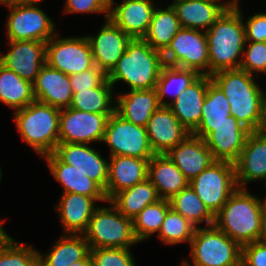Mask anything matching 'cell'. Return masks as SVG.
<instances>
[{
  "label": "cell",
  "mask_w": 266,
  "mask_h": 266,
  "mask_svg": "<svg viewBox=\"0 0 266 266\" xmlns=\"http://www.w3.org/2000/svg\"><path fill=\"white\" fill-rule=\"evenodd\" d=\"M230 104V113L250 132L256 131L262 116L266 95L253 75L242 69L221 70L211 75Z\"/></svg>",
  "instance_id": "cell-1"
},
{
  "label": "cell",
  "mask_w": 266,
  "mask_h": 266,
  "mask_svg": "<svg viewBox=\"0 0 266 266\" xmlns=\"http://www.w3.org/2000/svg\"><path fill=\"white\" fill-rule=\"evenodd\" d=\"M266 198L237 188L215 215V226L241 246L259 241Z\"/></svg>",
  "instance_id": "cell-2"
},
{
  "label": "cell",
  "mask_w": 266,
  "mask_h": 266,
  "mask_svg": "<svg viewBox=\"0 0 266 266\" xmlns=\"http://www.w3.org/2000/svg\"><path fill=\"white\" fill-rule=\"evenodd\" d=\"M242 9L223 12L206 31L209 52V75L230 69H239L246 35ZM240 57V59H238Z\"/></svg>",
  "instance_id": "cell-3"
},
{
  "label": "cell",
  "mask_w": 266,
  "mask_h": 266,
  "mask_svg": "<svg viewBox=\"0 0 266 266\" xmlns=\"http://www.w3.org/2000/svg\"><path fill=\"white\" fill-rule=\"evenodd\" d=\"M164 65L161 52L154 50L143 38H134L107 74V79L112 86L123 81L130 90H150L156 87Z\"/></svg>",
  "instance_id": "cell-4"
},
{
  "label": "cell",
  "mask_w": 266,
  "mask_h": 266,
  "mask_svg": "<svg viewBox=\"0 0 266 266\" xmlns=\"http://www.w3.org/2000/svg\"><path fill=\"white\" fill-rule=\"evenodd\" d=\"M17 130L23 141L39 156L53 153L59 143L60 109L33 101L14 112Z\"/></svg>",
  "instance_id": "cell-5"
},
{
  "label": "cell",
  "mask_w": 266,
  "mask_h": 266,
  "mask_svg": "<svg viewBox=\"0 0 266 266\" xmlns=\"http://www.w3.org/2000/svg\"><path fill=\"white\" fill-rule=\"evenodd\" d=\"M192 263L183 260L180 266H240L242 246L215 225L197 227L190 242Z\"/></svg>",
  "instance_id": "cell-6"
},
{
  "label": "cell",
  "mask_w": 266,
  "mask_h": 266,
  "mask_svg": "<svg viewBox=\"0 0 266 266\" xmlns=\"http://www.w3.org/2000/svg\"><path fill=\"white\" fill-rule=\"evenodd\" d=\"M109 207L98 206L83 232L90 249L128 248L139 243L133 230V219L125 217L110 202Z\"/></svg>",
  "instance_id": "cell-7"
},
{
  "label": "cell",
  "mask_w": 266,
  "mask_h": 266,
  "mask_svg": "<svg viewBox=\"0 0 266 266\" xmlns=\"http://www.w3.org/2000/svg\"><path fill=\"white\" fill-rule=\"evenodd\" d=\"M189 185L215 216L238 188L235 164L216 160L192 179Z\"/></svg>",
  "instance_id": "cell-8"
},
{
  "label": "cell",
  "mask_w": 266,
  "mask_h": 266,
  "mask_svg": "<svg viewBox=\"0 0 266 266\" xmlns=\"http://www.w3.org/2000/svg\"><path fill=\"white\" fill-rule=\"evenodd\" d=\"M162 55L165 65L209 75L208 39L204 30L181 27Z\"/></svg>",
  "instance_id": "cell-9"
},
{
  "label": "cell",
  "mask_w": 266,
  "mask_h": 266,
  "mask_svg": "<svg viewBox=\"0 0 266 266\" xmlns=\"http://www.w3.org/2000/svg\"><path fill=\"white\" fill-rule=\"evenodd\" d=\"M36 3L9 4L8 41L34 40L48 42L56 31L53 20Z\"/></svg>",
  "instance_id": "cell-10"
},
{
  "label": "cell",
  "mask_w": 266,
  "mask_h": 266,
  "mask_svg": "<svg viewBox=\"0 0 266 266\" xmlns=\"http://www.w3.org/2000/svg\"><path fill=\"white\" fill-rule=\"evenodd\" d=\"M103 142L110 148V157L123 155L151 159L155 155L146 128L130 123L116 112L108 119Z\"/></svg>",
  "instance_id": "cell-11"
},
{
  "label": "cell",
  "mask_w": 266,
  "mask_h": 266,
  "mask_svg": "<svg viewBox=\"0 0 266 266\" xmlns=\"http://www.w3.org/2000/svg\"><path fill=\"white\" fill-rule=\"evenodd\" d=\"M46 64L67 75L92 68L94 62L87 37L60 38L56 33L46 42Z\"/></svg>",
  "instance_id": "cell-12"
},
{
  "label": "cell",
  "mask_w": 266,
  "mask_h": 266,
  "mask_svg": "<svg viewBox=\"0 0 266 266\" xmlns=\"http://www.w3.org/2000/svg\"><path fill=\"white\" fill-rule=\"evenodd\" d=\"M112 114L86 112L70 107L61 109L59 143L103 142L106 125Z\"/></svg>",
  "instance_id": "cell-13"
},
{
  "label": "cell",
  "mask_w": 266,
  "mask_h": 266,
  "mask_svg": "<svg viewBox=\"0 0 266 266\" xmlns=\"http://www.w3.org/2000/svg\"><path fill=\"white\" fill-rule=\"evenodd\" d=\"M97 35H86L92 51L94 65L106 75L113 69L123 53L131 37L119 28L110 18Z\"/></svg>",
  "instance_id": "cell-14"
},
{
  "label": "cell",
  "mask_w": 266,
  "mask_h": 266,
  "mask_svg": "<svg viewBox=\"0 0 266 266\" xmlns=\"http://www.w3.org/2000/svg\"><path fill=\"white\" fill-rule=\"evenodd\" d=\"M53 153L62 162L84 172L106 190L109 161L97 149L84 143H58Z\"/></svg>",
  "instance_id": "cell-15"
},
{
  "label": "cell",
  "mask_w": 266,
  "mask_h": 266,
  "mask_svg": "<svg viewBox=\"0 0 266 266\" xmlns=\"http://www.w3.org/2000/svg\"><path fill=\"white\" fill-rule=\"evenodd\" d=\"M10 50L0 55V62L22 79L33 83L46 64V42L34 40L8 41Z\"/></svg>",
  "instance_id": "cell-16"
},
{
  "label": "cell",
  "mask_w": 266,
  "mask_h": 266,
  "mask_svg": "<svg viewBox=\"0 0 266 266\" xmlns=\"http://www.w3.org/2000/svg\"><path fill=\"white\" fill-rule=\"evenodd\" d=\"M249 133L237 119L230 116L227 121L211 126V133L204 140L215 160L235 163Z\"/></svg>",
  "instance_id": "cell-17"
},
{
  "label": "cell",
  "mask_w": 266,
  "mask_h": 266,
  "mask_svg": "<svg viewBox=\"0 0 266 266\" xmlns=\"http://www.w3.org/2000/svg\"><path fill=\"white\" fill-rule=\"evenodd\" d=\"M145 128L154 154H167L191 133L168 106H160Z\"/></svg>",
  "instance_id": "cell-18"
},
{
  "label": "cell",
  "mask_w": 266,
  "mask_h": 266,
  "mask_svg": "<svg viewBox=\"0 0 266 266\" xmlns=\"http://www.w3.org/2000/svg\"><path fill=\"white\" fill-rule=\"evenodd\" d=\"M110 2L109 18L132 39L143 38L149 29L156 6L153 0Z\"/></svg>",
  "instance_id": "cell-19"
},
{
  "label": "cell",
  "mask_w": 266,
  "mask_h": 266,
  "mask_svg": "<svg viewBox=\"0 0 266 266\" xmlns=\"http://www.w3.org/2000/svg\"><path fill=\"white\" fill-rule=\"evenodd\" d=\"M190 182L216 160L205 140L190 133L166 154Z\"/></svg>",
  "instance_id": "cell-20"
},
{
  "label": "cell",
  "mask_w": 266,
  "mask_h": 266,
  "mask_svg": "<svg viewBox=\"0 0 266 266\" xmlns=\"http://www.w3.org/2000/svg\"><path fill=\"white\" fill-rule=\"evenodd\" d=\"M235 164L238 188H246L252 181L266 179V137L257 131L250 132Z\"/></svg>",
  "instance_id": "cell-21"
},
{
  "label": "cell",
  "mask_w": 266,
  "mask_h": 266,
  "mask_svg": "<svg viewBox=\"0 0 266 266\" xmlns=\"http://www.w3.org/2000/svg\"><path fill=\"white\" fill-rule=\"evenodd\" d=\"M53 177L63 187V193H77L108 202L105 190L84 172L62 162L54 153L44 155Z\"/></svg>",
  "instance_id": "cell-22"
},
{
  "label": "cell",
  "mask_w": 266,
  "mask_h": 266,
  "mask_svg": "<svg viewBox=\"0 0 266 266\" xmlns=\"http://www.w3.org/2000/svg\"><path fill=\"white\" fill-rule=\"evenodd\" d=\"M149 160L123 155L110 157L105 190L108 201L117 193L146 180Z\"/></svg>",
  "instance_id": "cell-23"
},
{
  "label": "cell",
  "mask_w": 266,
  "mask_h": 266,
  "mask_svg": "<svg viewBox=\"0 0 266 266\" xmlns=\"http://www.w3.org/2000/svg\"><path fill=\"white\" fill-rule=\"evenodd\" d=\"M35 99L61 109L70 106L73 90L69 75L44 64L33 82Z\"/></svg>",
  "instance_id": "cell-24"
},
{
  "label": "cell",
  "mask_w": 266,
  "mask_h": 266,
  "mask_svg": "<svg viewBox=\"0 0 266 266\" xmlns=\"http://www.w3.org/2000/svg\"><path fill=\"white\" fill-rule=\"evenodd\" d=\"M211 81L210 75H200L168 106L191 133L201 122L202 106Z\"/></svg>",
  "instance_id": "cell-25"
},
{
  "label": "cell",
  "mask_w": 266,
  "mask_h": 266,
  "mask_svg": "<svg viewBox=\"0 0 266 266\" xmlns=\"http://www.w3.org/2000/svg\"><path fill=\"white\" fill-rule=\"evenodd\" d=\"M93 197L77 193H63L55 209L66 234H83L94 210L98 207Z\"/></svg>",
  "instance_id": "cell-26"
},
{
  "label": "cell",
  "mask_w": 266,
  "mask_h": 266,
  "mask_svg": "<svg viewBox=\"0 0 266 266\" xmlns=\"http://www.w3.org/2000/svg\"><path fill=\"white\" fill-rule=\"evenodd\" d=\"M115 112L135 125L145 127L152 114L161 106L156 89L130 90L115 98Z\"/></svg>",
  "instance_id": "cell-27"
},
{
  "label": "cell",
  "mask_w": 266,
  "mask_h": 266,
  "mask_svg": "<svg viewBox=\"0 0 266 266\" xmlns=\"http://www.w3.org/2000/svg\"><path fill=\"white\" fill-rule=\"evenodd\" d=\"M148 179L160 198L167 200L189 185L184 174L166 154H155L149 160Z\"/></svg>",
  "instance_id": "cell-28"
},
{
  "label": "cell",
  "mask_w": 266,
  "mask_h": 266,
  "mask_svg": "<svg viewBox=\"0 0 266 266\" xmlns=\"http://www.w3.org/2000/svg\"><path fill=\"white\" fill-rule=\"evenodd\" d=\"M170 5L181 27L198 30L205 28V32L223 13L217 5L200 0H174Z\"/></svg>",
  "instance_id": "cell-29"
},
{
  "label": "cell",
  "mask_w": 266,
  "mask_h": 266,
  "mask_svg": "<svg viewBox=\"0 0 266 266\" xmlns=\"http://www.w3.org/2000/svg\"><path fill=\"white\" fill-rule=\"evenodd\" d=\"M160 199L157 189L147 178L117 193L110 202L125 217L134 219L146 206Z\"/></svg>",
  "instance_id": "cell-30"
},
{
  "label": "cell",
  "mask_w": 266,
  "mask_h": 266,
  "mask_svg": "<svg viewBox=\"0 0 266 266\" xmlns=\"http://www.w3.org/2000/svg\"><path fill=\"white\" fill-rule=\"evenodd\" d=\"M65 235L54 243L46 255L40 254L42 266H70L90 254V246L82 234Z\"/></svg>",
  "instance_id": "cell-31"
},
{
  "label": "cell",
  "mask_w": 266,
  "mask_h": 266,
  "mask_svg": "<svg viewBox=\"0 0 266 266\" xmlns=\"http://www.w3.org/2000/svg\"><path fill=\"white\" fill-rule=\"evenodd\" d=\"M230 104L222 90L211 81L202 106V117L199 126L192 132L205 139L211 133V126L219 125L230 117Z\"/></svg>",
  "instance_id": "cell-32"
},
{
  "label": "cell",
  "mask_w": 266,
  "mask_h": 266,
  "mask_svg": "<svg viewBox=\"0 0 266 266\" xmlns=\"http://www.w3.org/2000/svg\"><path fill=\"white\" fill-rule=\"evenodd\" d=\"M35 100L33 83L22 79L0 62V101L16 111Z\"/></svg>",
  "instance_id": "cell-33"
},
{
  "label": "cell",
  "mask_w": 266,
  "mask_h": 266,
  "mask_svg": "<svg viewBox=\"0 0 266 266\" xmlns=\"http://www.w3.org/2000/svg\"><path fill=\"white\" fill-rule=\"evenodd\" d=\"M181 28L171 5L165 9L155 8L147 34L143 39L154 49L163 53Z\"/></svg>",
  "instance_id": "cell-34"
},
{
  "label": "cell",
  "mask_w": 266,
  "mask_h": 266,
  "mask_svg": "<svg viewBox=\"0 0 266 266\" xmlns=\"http://www.w3.org/2000/svg\"><path fill=\"white\" fill-rule=\"evenodd\" d=\"M200 74L192 69L164 65L156 83V92L161 106H169ZM172 96V101H165V96Z\"/></svg>",
  "instance_id": "cell-35"
},
{
  "label": "cell",
  "mask_w": 266,
  "mask_h": 266,
  "mask_svg": "<svg viewBox=\"0 0 266 266\" xmlns=\"http://www.w3.org/2000/svg\"><path fill=\"white\" fill-rule=\"evenodd\" d=\"M171 208L189 220L196 228L198 224L205 222L206 227L215 224V216L200 200L190 185L174 195L170 200Z\"/></svg>",
  "instance_id": "cell-36"
},
{
  "label": "cell",
  "mask_w": 266,
  "mask_h": 266,
  "mask_svg": "<svg viewBox=\"0 0 266 266\" xmlns=\"http://www.w3.org/2000/svg\"><path fill=\"white\" fill-rule=\"evenodd\" d=\"M113 89L106 79L99 87L73 93L69 107L93 113H114Z\"/></svg>",
  "instance_id": "cell-37"
},
{
  "label": "cell",
  "mask_w": 266,
  "mask_h": 266,
  "mask_svg": "<svg viewBox=\"0 0 266 266\" xmlns=\"http://www.w3.org/2000/svg\"><path fill=\"white\" fill-rule=\"evenodd\" d=\"M170 208V202L167 199H160L146 206L133 219V230L136 239L143 242L151 234L159 233L166 213Z\"/></svg>",
  "instance_id": "cell-38"
},
{
  "label": "cell",
  "mask_w": 266,
  "mask_h": 266,
  "mask_svg": "<svg viewBox=\"0 0 266 266\" xmlns=\"http://www.w3.org/2000/svg\"><path fill=\"white\" fill-rule=\"evenodd\" d=\"M0 266H42V259L32 245L19 244L8 235L0 243Z\"/></svg>",
  "instance_id": "cell-39"
},
{
  "label": "cell",
  "mask_w": 266,
  "mask_h": 266,
  "mask_svg": "<svg viewBox=\"0 0 266 266\" xmlns=\"http://www.w3.org/2000/svg\"><path fill=\"white\" fill-rule=\"evenodd\" d=\"M195 230L196 227L189 220L170 208L157 236L167 245L181 244L182 242L190 245Z\"/></svg>",
  "instance_id": "cell-40"
},
{
  "label": "cell",
  "mask_w": 266,
  "mask_h": 266,
  "mask_svg": "<svg viewBox=\"0 0 266 266\" xmlns=\"http://www.w3.org/2000/svg\"><path fill=\"white\" fill-rule=\"evenodd\" d=\"M90 256L93 266H136L128 248H94Z\"/></svg>",
  "instance_id": "cell-41"
},
{
  "label": "cell",
  "mask_w": 266,
  "mask_h": 266,
  "mask_svg": "<svg viewBox=\"0 0 266 266\" xmlns=\"http://www.w3.org/2000/svg\"><path fill=\"white\" fill-rule=\"evenodd\" d=\"M246 44L242 54L240 69L250 75L255 72L266 74V42L246 41Z\"/></svg>",
  "instance_id": "cell-42"
},
{
  "label": "cell",
  "mask_w": 266,
  "mask_h": 266,
  "mask_svg": "<svg viewBox=\"0 0 266 266\" xmlns=\"http://www.w3.org/2000/svg\"><path fill=\"white\" fill-rule=\"evenodd\" d=\"M106 79L107 75L96 65L86 71L69 75L73 93L99 87Z\"/></svg>",
  "instance_id": "cell-43"
},
{
  "label": "cell",
  "mask_w": 266,
  "mask_h": 266,
  "mask_svg": "<svg viewBox=\"0 0 266 266\" xmlns=\"http://www.w3.org/2000/svg\"><path fill=\"white\" fill-rule=\"evenodd\" d=\"M111 0H66L65 13H104L109 18Z\"/></svg>",
  "instance_id": "cell-44"
},
{
  "label": "cell",
  "mask_w": 266,
  "mask_h": 266,
  "mask_svg": "<svg viewBox=\"0 0 266 266\" xmlns=\"http://www.w3.org/2000/svg\"><path fill=\"white\" fill-rule=\"evenodd\" d=\"M246 41L266 42V13H255L244 23Z\"/></svg>",
  "instance_id": "cell-45"
},
{
  "label": "cell",
  "mask_w": 266,
  "mask_h": 266,
  "mask_svg": "<svg viewBox=\"0 0 266 266\" xmlns=\"http://www.w3.org/2000/svg\"><path fill=\"white\" fill-rule=\"evenodd\" d=\"M244 266H266V244L255 241L242 246Z\"/></svg>",
  "instance_id": "cell-46"
},
{
  "label": "cell",
  "mask_w": 266,
  "mask_h": 266,
  "mask_svg": "<svg viewBox=\"0 0 266 266\" xmlns=\"http://www.w3.org/2000/svg\"><path fill=\"white\" fill-rule=\"evenodd\" d=\"M200 1L209 2L214 5H217L223 12L235 9L239 3L238 0H231L227 1L226 3H220L219 0H200Z\"/></svg>",
  "instance_id": "cell-47"
},
{
  "label": "cell",
  "mask_w": 266,
  "mask_h": 266,
  "mask_svg": "<svg viewBox=\"0 0 266 266\" xmlns=\"http://www.w3.org/2000/svg\"><path fill=\"white\" fill-rule=\"evenodd\" d=\"M256 131L262 136L266 137V100L262 109L261 121Z\"/></svg>",
  "instance_id": "cell-48"
},
{
  "label": "cell",
  "mask_w": 266,
  "mask_h": 266,
  "mask_svg": "<svg viewBox=\"0 0 266 266\" xmlns=\"http://www.w3.org/2000/svg\"><path fill=\"white\" fill-rule=\"evenodd\" d=\"M259 241L266 244V202H265V209H264L263 217H262L261 237Z\"/></svg>",
  "instance_id": "cell-49"
},
{
  "label": "cell",
  "mask_w": 266,
  "mask_h": 266,
  "mask_svg": "<svg viewBox=\"0 0 266 266\" xmlns=\"http://www.w3.org/2000/svg\"><path fill=\"white\" fill-rule=\"evenodd\" d=\"M70 266H93L90 254L84 259L73 262Z\"/></svg>",
  "instance_id": "cell-50"
},
{
  "label": "cell",
  "mask_w": 266,
  "mask_h": 266,
  "mask_svg": "<svg viewBox=\"0 0 266 266\" xmlns=\"http://www.w3.org/2000/svg\"><path fill=\"white\" fill-rule=\"evenodd\" d=\"M42 0H8L9 4H28L36 3L39 4Z\"/></svg>",
  "instance_id": "cell-51"
},
{
  "label": "cell",
  "mask_w": 266,
  "mask_h": 266,
  "mask_svg": "<svg viewBox=\"0 0 266 266\" xmlns=\"http://www.w3.org/2000/svg\"><path fill=\"white\" fill-rule=\"evenodd\" d=\"M0 4H3L5 6H8L9 5V2H8V0H0Z\"/></svg>",
  "instance_id": "cell-52"
},
{
  "label": "cell",
  "mask_w": 266,
  "mask_h": 266,
  "mask_svg": "<svg viewBox=\"0 0 266 266\" xmlns=\"http://www.w3.org/2000/svg\"><path fill=\"white\" fill-rule=\"evenodd\" d=\"M1 179H2V170L0 168V182H1Z\"/></svg>",
  "instance_id": "cell-53"
}]
</instances>
